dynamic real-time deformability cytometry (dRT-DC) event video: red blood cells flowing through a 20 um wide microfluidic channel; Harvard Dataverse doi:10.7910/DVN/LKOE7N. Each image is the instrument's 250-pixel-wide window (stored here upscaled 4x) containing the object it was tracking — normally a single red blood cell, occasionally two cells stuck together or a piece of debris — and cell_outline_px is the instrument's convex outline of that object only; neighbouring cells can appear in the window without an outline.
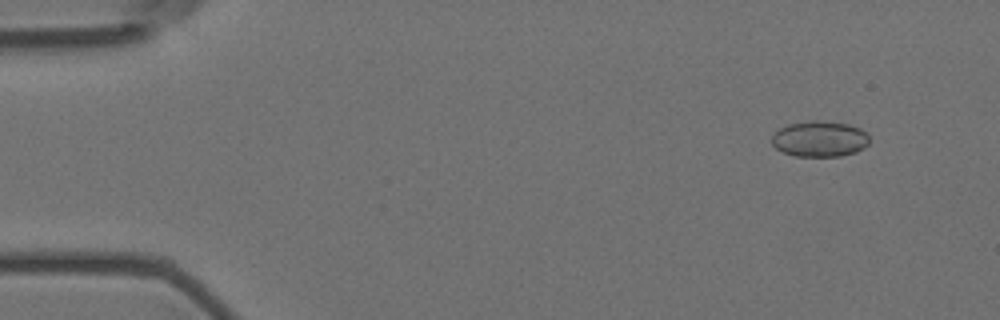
{"species": "Egyptian fruit bat (a non-hibernating species)", "species_latin": "Rousettus aegyptiacus", "temperature_condition": "room temperature", "stored_images_in_passage": 56, "camera_frame_rate_fps": 3000, "um_per_image_px": 0.085, "animal": {"sex": "female"}, "frame": {"image": 1, "passage_image": 5, "time_ms": 1.333, "image_size_px": [1000, 320], "cell_outline_px": [[868, 144], [864, 148], [856, 152], [840, 156], [796, 156], [784, 152], [776, 148], [772, 144], [772, 136], [780, 128], [788, 124], [808, 120], [816, 120], [848, 124], [860, 128], [868, 136]], "centroid_in_image_um": [69.67, 11.8], "position_along_channel_um": 15.3, "area_um2": 20.29}}
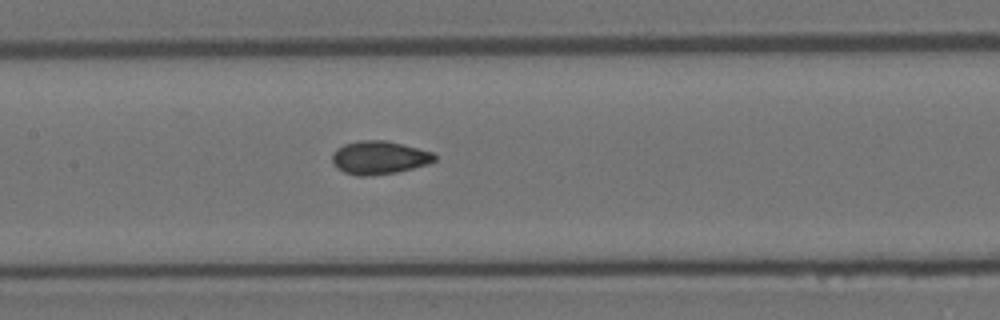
{"frame": {"image": 2, "passage_image": 27, "time_ms": 8.667, "image_size_px": [1000, 320], "cell_outline_px": [[436, 160], [428, 164], [396, 172], [364, 176], [356, 176], [344, 172], [336, 168], [332, 160], [332, 152], [336, 148], [344, 144], [364, 140], [384, 140], [432, 152], [436, 156]], "centroid_in_image_um": [32.19, 13.4], "position_along_channel_um": 175.2, "area_um2": 19.65}}
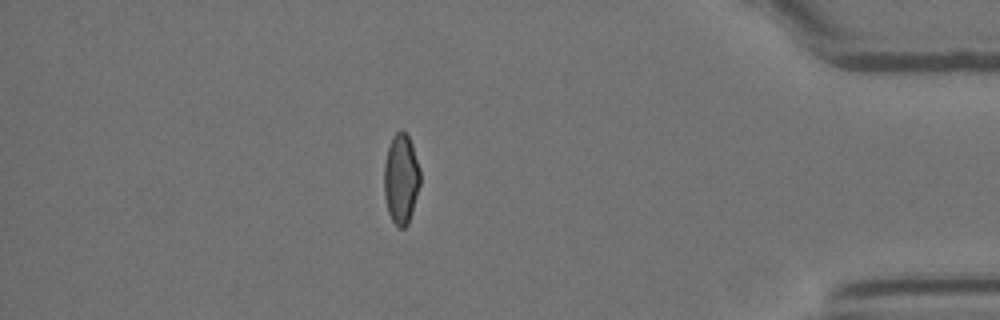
{"frame": {"image": 3, "passage_image": 49, "time_ms": 16.0, "image_size_px": [1000, 320], "cell_outline_px": [[420, 184], [408, 224], [404, 228], [396, 228], [388, 212], [384, 196], [384, 164], [388, 148], [392, 136], [400, 128], [408, 132], [420, 168]], "centroid_in_image_um": [34.09, 15.17], "position_along_channel_um": 401.1, "area_um2": 19.25}, "authors_computed_cell_mechanics": {"area_um2": 19.4497, "velocity_mm_per_s": 3.6298, "shape_relaxation_time_tau1_ms": null, "shape_relaxation_time_tau2_ms": 1.1597, "deformation_change_tau1": null, "deformation_change_tau2": 0.0589}}